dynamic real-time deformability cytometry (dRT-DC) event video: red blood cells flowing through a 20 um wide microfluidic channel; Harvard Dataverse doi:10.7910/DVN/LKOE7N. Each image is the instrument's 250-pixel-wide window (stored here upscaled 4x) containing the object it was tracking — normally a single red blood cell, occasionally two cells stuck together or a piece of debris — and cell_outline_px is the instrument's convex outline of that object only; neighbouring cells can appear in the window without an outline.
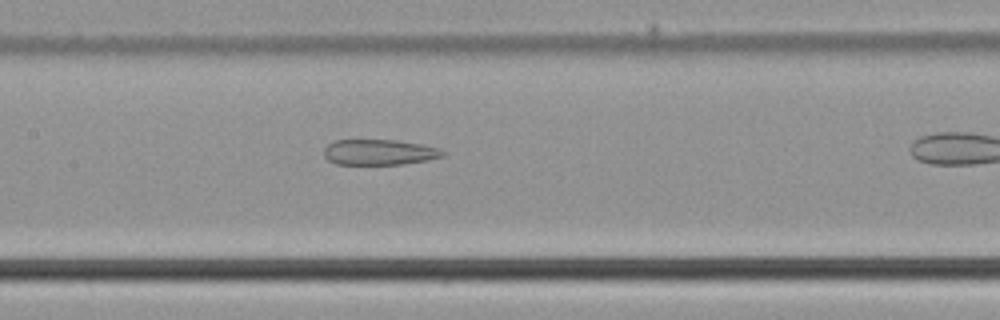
{"species": "common noctule bat (a hibernating species)", "species_latin": "Nyctalus noctula", "temperature_condition": "cold", "stored_images_in_passage": 25, "camera_frame_rate_fps": 3000, "um_per_image_px": 0.085, "animal": {"sex": "male", "body_mass_g": 21.5, "forearm_length_mm": 52.0}, "frame": {"image": 1, "passage_image": 15, "time_ms": 4.667, "image_size_px": [1000, 320], "cell_outline_px": [[448, 152], [444, 156], [428, 160], [400, 164], [336, 164], [328, 160], [324, 156], [324, 148], [328, 144], [336, 140], [396, 140], [420, 144], [440, 148]], "centroid_in_image_um": [32.26, 12.93], "position_along_channel_um": 175.1, "area_um2": 17.74}}
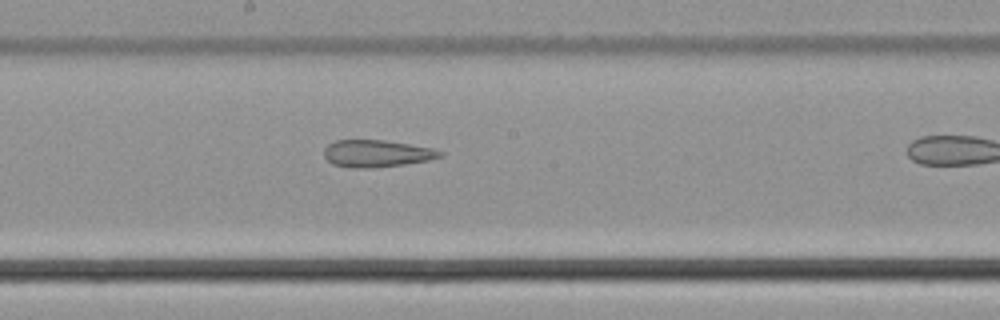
{"frame": {"image": 2, "passage_image": 18, "time_ms": 5.667, "image_size_px": [1000, 320], "cell_outline_px": [[444, 156], [428, 160], [404, 164], [372, 168], [348, 168], [332, 164], [324, 156], [324, 148], [328, 144], [336, 140], [384, 140], [432, 148], [444, 152]], "centroid_in_image_um": [32.0, 13.05], "position_along_channel_um": 216.2, "area_um2": 18.38}}